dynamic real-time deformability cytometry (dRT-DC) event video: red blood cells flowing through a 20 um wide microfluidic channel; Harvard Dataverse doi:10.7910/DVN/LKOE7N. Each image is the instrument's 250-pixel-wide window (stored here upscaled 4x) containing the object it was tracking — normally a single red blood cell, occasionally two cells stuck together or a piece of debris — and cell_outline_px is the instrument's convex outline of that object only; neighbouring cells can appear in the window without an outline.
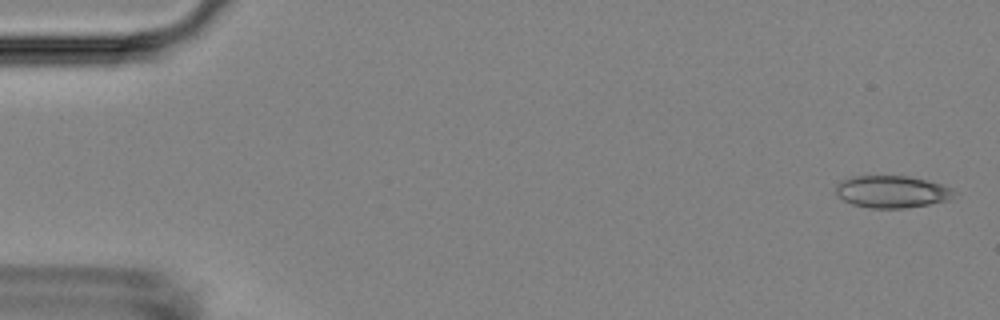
{"species": "Egyptian fruit bat (a non-hibernating species)", "species_latin": "Rousettus aegyptiacus", "temperature_condition": "room temperature", "stored_images_in_passage": 54, "camera_frame_rate_fps": 3000, "um_per_image_px": 0.085, "animal": {"sex": "female"}, "frame": {"image": 1, "passage_image": 1, "time_ms": 0.0, "image_size_px": [1000, 320], "cell_outline_px": [[952, 192], [948, 200], [928, 204], [900, 208], [872, 208], [852, 204], [844, 200], [836, 192], [836, 184], [840, 180], [852, 176], [908, 176], [928, 180], [952, 188]], "centroid_in_image_um": [75.75, 16.28], "position_along_channel_um": 9.2, "area_um2": 21.85}}
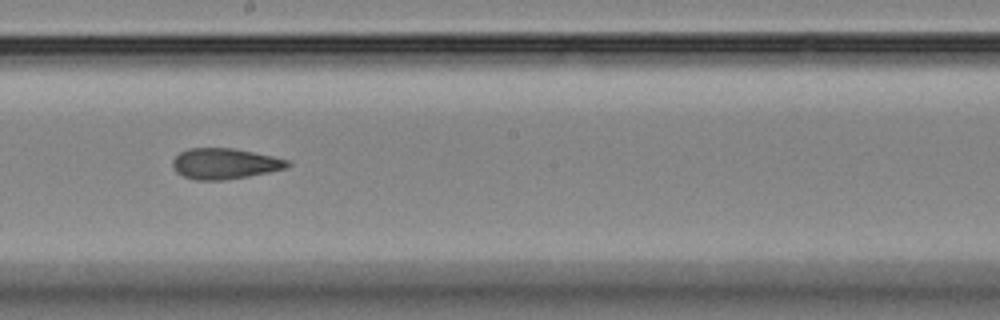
{"frame": {"image": 2, "passage_image": 30, "time_ms": 9.667, "image_size_px": [1000, 320], "cell_outline_px": [[292, 164], [288, 168], [248, 176], [224, 180], [196, 180], [184, 176], [176, 172], [172, 164], [172, 160], [180, 152], [188, 148], [232, 148], [272, 156], [288, 160]], "centroid_in_image_um": [19.1, 13.91], "position_along_channel_um": 229.1, "area_um2": 20.52}}
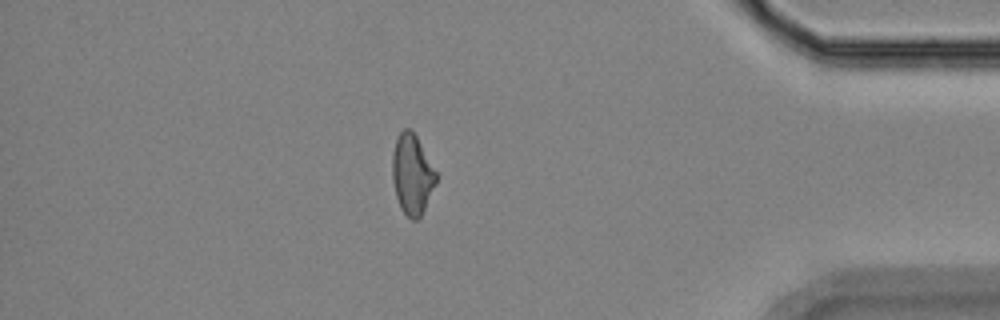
{"frame": {"image": 3, "passage_image": 47, "time_ms": 15.333, "image_size_px": [1000, 320], "cell_outline_px": [[436, 184], [420, 216], [416, 220], [412, 220], [400, 208], [396, 196], [392, 180], [392, 152], [396, 140], [400, 132], [404, 128], [412, 128], [436, 172]], "centroid_in_image_um": [35.01, 14.8], "position_along_channel_um": 400.2, "area_um2": 20.29}, "authors_computed_cell_mechanics": {"area_um2": 21.0392, "velocity_mm_per_s": 3.6294, "shape_relaxation_time_tau1_ms": null, "shape_relaxation_time_tau2_ms": 2.7474, "deformation_change_tau1": null, "deformation_change_tau2": 0.1062}}